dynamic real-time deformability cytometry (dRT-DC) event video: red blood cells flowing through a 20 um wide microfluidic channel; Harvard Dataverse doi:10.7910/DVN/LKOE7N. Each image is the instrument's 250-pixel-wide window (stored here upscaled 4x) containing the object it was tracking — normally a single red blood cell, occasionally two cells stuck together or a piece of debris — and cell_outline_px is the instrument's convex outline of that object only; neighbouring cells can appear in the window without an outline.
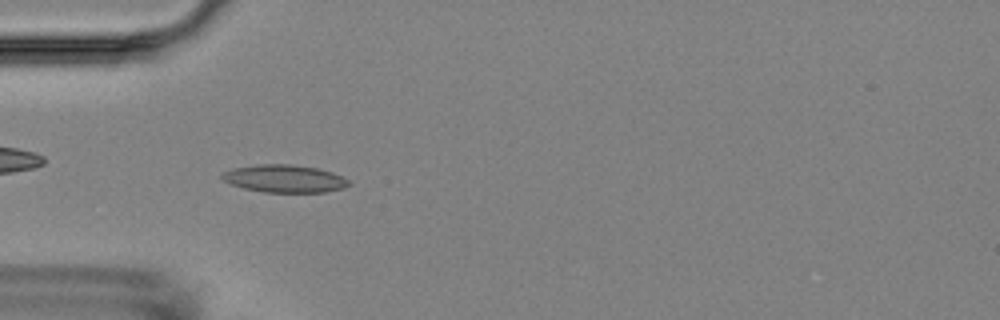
{"species": "Egyptian fruit bat (a non-hibernating species)", "species_latin": "Rousettus aegyptiacus", "temperature_condition": "room temperature", "stored_images_in_passage": 10, "camera_frame_rate_fps": 3000, "um_per_image_px": 0.085, "animal": {"sex": "female"}, "frame": {"image": 1, "passage_image": 2, "time_ms": 1.0, "image_size_px": [1000, 320], "cell_outline_px": [[352, 184], [344, 188], [324, 192], [264, 192], [244, 188], [232, 184], [224, 180], [220, 176], [220, 172], [232, 168], [256, 164], [288, 164], [316, 168], [332, 172], [348, 180]], "centroid_in_image_um": [24.15, 15.18], "position_along_channel_um": 60.9, "area_um2": 20.4}}
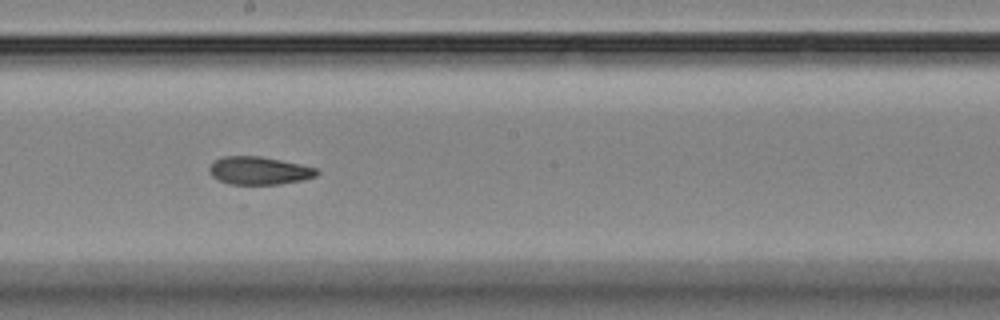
{"frame": {"image": 2, "passage_image": 6, "time_ms": 5.667, "image_size_px": [1000, 320], "cell_outline_px": [[320, 172], [316, 176], [304, 180], [280, 184], [228, 184], [212, 176], [208, 168], [216, 160], [224, 156], [260, 156], [300, 164], [316, 168]], "centroid_in_image_um": [22.05, 14.51], "position_along_channel_um": 226.2, "area_um2": 17.4}}
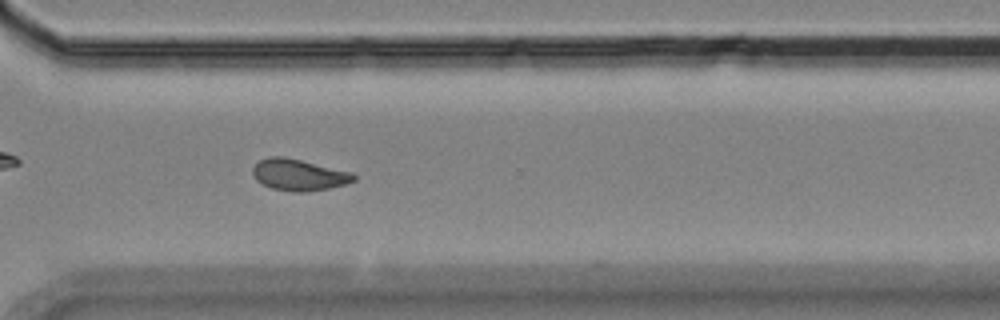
{"frame": {"image": 3, "passage_image": 9, "time_ms": 9.0, "image_size_px": [1000, 320], "cell_outline_px": [[356, 180], [344, 184], [328, 188], [304, 192], [292, 192], [272, 188], [256, 180], [252, 172], [252, 168], [260, 160], [268, 156], [284, 156], [352, 172], [356, 176]], "centroid_in_image_um": [25.39, 14.85], "position_along_channel_um": 345.2, "area_um2": 18.44}, "authors_computed_cell_mechanics": {"area_um2": 18.496, "velocity_mm_per_s": 3.5797, "shape_relaxation_time_tau1_ms": null, "shape_relaxation_time_tau2_ms": 1.9254, "deformation_change_tau1": null, "deformation_change_tau2": 0.0696}}